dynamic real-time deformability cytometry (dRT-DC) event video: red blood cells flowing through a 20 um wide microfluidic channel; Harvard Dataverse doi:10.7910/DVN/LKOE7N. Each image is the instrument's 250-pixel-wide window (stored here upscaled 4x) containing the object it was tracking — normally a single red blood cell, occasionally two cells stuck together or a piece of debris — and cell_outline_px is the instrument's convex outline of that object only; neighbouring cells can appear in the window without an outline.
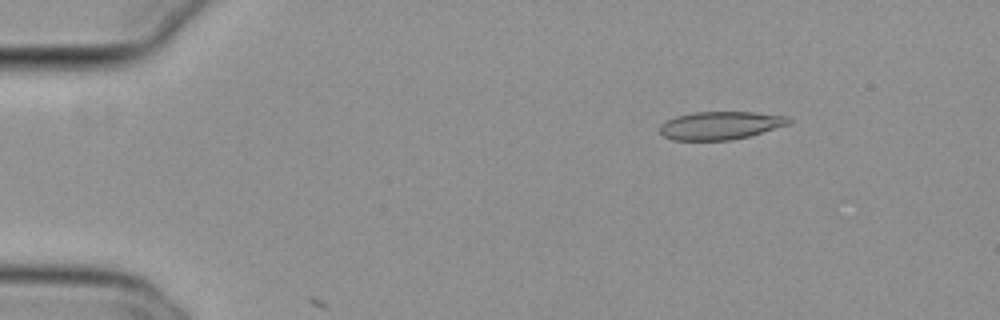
{"species": "common noctule bat (a hibernating species)", "species_latin": "Nyctalus noctula", "temperature_condition": "cold", "stored_images_in_passage": 9, "camera_frame_rate_fps": 3000, "um_per_image_px": 0.085, "animal": {"sex": "female", "body_mass_g": 29.2, "forearm_length_mm": 56.3}, "frame": {"image": 1, "passage_image": 8, "time_ms": 2.333, "image_size_px": [1000, 320], "cell_outline_px": [[792, 120], [788, 124], [748, 136], [732, 140], [672, 140], [664, 136], [660, 132], [660, 124], [676, 116], [696, 112], [752, 112], [788, 116]], "centroid_in_image_um": [61.21, 10.66], "position_along_channel_um": 23.8, "area_um2": 20.87}}